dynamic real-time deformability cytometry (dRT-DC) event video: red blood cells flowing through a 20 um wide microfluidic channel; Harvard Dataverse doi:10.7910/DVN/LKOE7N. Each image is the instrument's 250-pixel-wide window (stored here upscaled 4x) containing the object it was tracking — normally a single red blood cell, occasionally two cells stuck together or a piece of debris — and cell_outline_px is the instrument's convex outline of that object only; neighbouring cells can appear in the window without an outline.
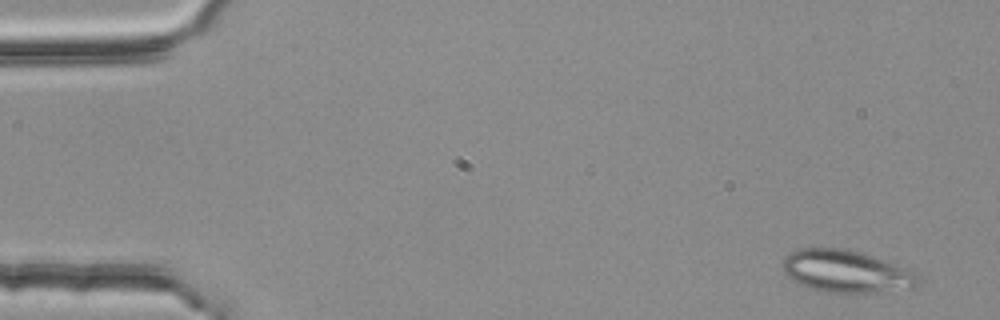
{"species": "common noctule bat (a hibernating species)", "species_latin": "Nyctalus noctula", "temperature_condition": "room temperature", "stored_images_in_passage": 4, "camera_frame_rate_fps": 3000, "um_per_image_px": 0.085, "animal": {"sex": "female", "body_mass_g": 25.1}, "frame": {"image": 1, "passage_image": 1, "time_ms": 0.0, "image_size_px": [1000, 320], "cell_outline_px": [[924, 288], [848, 296], [828, 292], [812, 288], [800, 284], [792, 280], [784, 272], [780, 264], [784, 256], [796, 248], [848, 248], [908, 268], [916, 272], [920, 276]], "centroid_in_image_um": [72.03, 23.12], "position_along_channel_um": 13.0, "area_um2": 35.08}}